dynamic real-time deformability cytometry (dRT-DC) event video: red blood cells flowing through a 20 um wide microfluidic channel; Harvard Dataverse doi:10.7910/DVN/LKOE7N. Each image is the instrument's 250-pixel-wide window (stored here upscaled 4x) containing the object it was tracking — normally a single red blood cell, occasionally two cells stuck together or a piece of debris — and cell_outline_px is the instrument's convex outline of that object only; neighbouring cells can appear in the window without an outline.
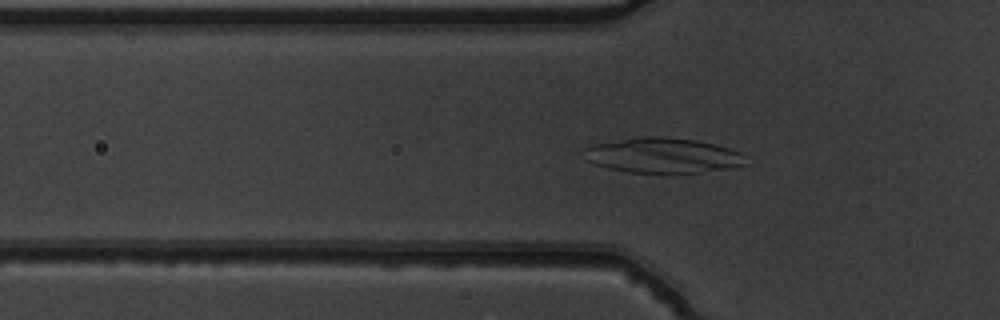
{"species": "common noctule bat (a hibernating species)", "species_latin": "Nyctalus noctula", "temperature_condition": "warm", "stored_images_in_passage": 46, "camera_frame_rate_fps": 3000, "um_per_image_px": 0.085, "animal": {"sex": "male", "body_mass_g": 19.5, "forearm_length_mm": 54.6}, "frame": {"image": 1, "passage_image": 10, "time_ms": 3.0, "image_size_px": [1000, 320], "cell_outline_px": [[752, 164], [736, 168], [700, 172], [628, 172], [608, 168], [584, 160], [580, 152], [588, 144], [640, 136], [664, 136], [696, 140], [716, 144], [740, 152], [748, 156]], "centroid_in_image_um": [56.36, 13.2], "position_along_channel_um": 69.4, "area_um2": 34.04}}
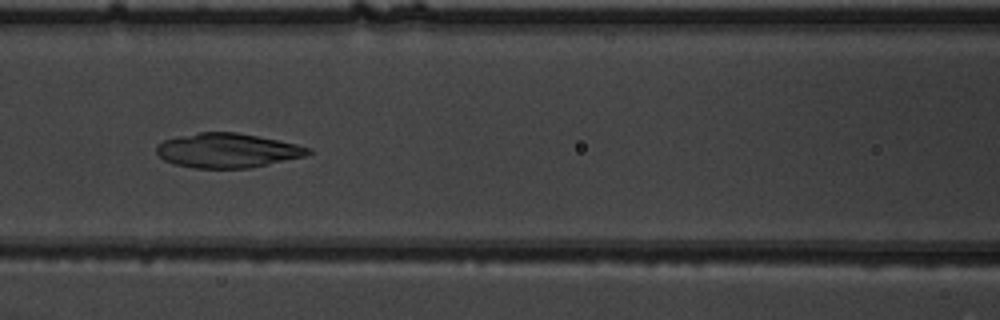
{"frame": {"image": 2, "passage_image": 16, "time_ms": 5.0, "image_size_px": [1000, 320], "cell_outline_px": [[312, 152], [304, 156], [248, 168], [196, 168], [176, 164], [164, 160], [156, 152], [156, 148], [164, 140], [180, 136], [200, 132], [236, 132], [296, 144], [312, 148]], "centroid_in_image_um": [19.33, 12.79], "position_along_channel_um": 147.3, "area_um2": 29.94}}
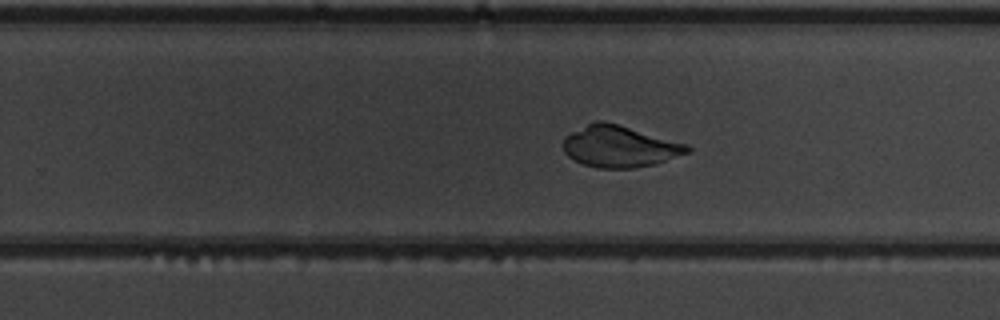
{"frame": {"image": 3, "passage_image": 26, "time_ms": 8.333, "image_size_px": [1000, 320], "cell_outline_px": [[692, 152], [656, 164], [632, 168], [600, 168], [584, 164], [568, 156], [564, 152], [564, 136], [596, 120], [604, 120], [688, 144], [692, 148]], "centroid_in_image_um": [52.72, 12.45], "position_along_channel_um": 277.1, "area_um2": 30.0}}